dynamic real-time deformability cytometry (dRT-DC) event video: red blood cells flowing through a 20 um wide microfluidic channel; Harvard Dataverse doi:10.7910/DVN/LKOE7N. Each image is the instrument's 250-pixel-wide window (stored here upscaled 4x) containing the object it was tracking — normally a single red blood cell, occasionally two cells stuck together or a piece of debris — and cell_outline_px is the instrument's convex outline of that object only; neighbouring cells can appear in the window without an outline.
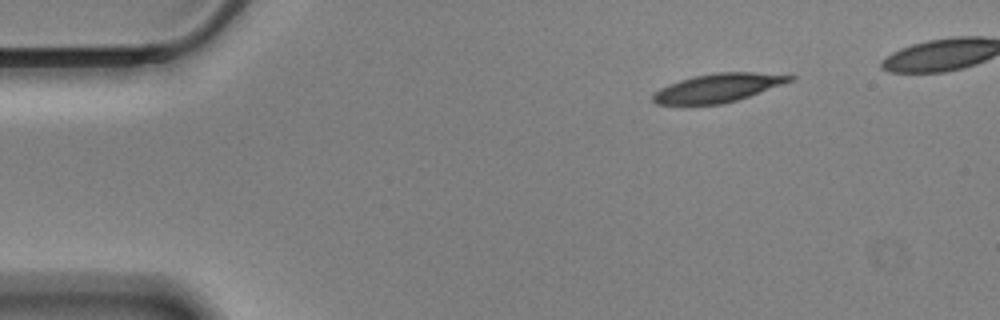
{"species": "Egyptian fruit bat (a non-hibernating species)", "species_latin": "Rousettus aegyptiacus", "temperature_condition": "cold", "stored_images_in_passage": 45, "camera_frame_rate_fps": 3000, "um_per_image_px": 0.085, "animal": {"sex": "male"}, "frame": {"image": 1, "passage_image": 1, "time_ms": 0.0, "image_size_px": [1000, 320], "cell_outline_px": [[796, 76], [792, 80], [748, 96], [736, 100], [720, 104], [656, 104], [652, 100], [652, 92], [668, 84], [692, 76], [716, 72], [756, 72]], "centroid_in_image_um": [60.96, 7.46], "position_along_channel_um": 24.0, "area_um2": 22.48}}
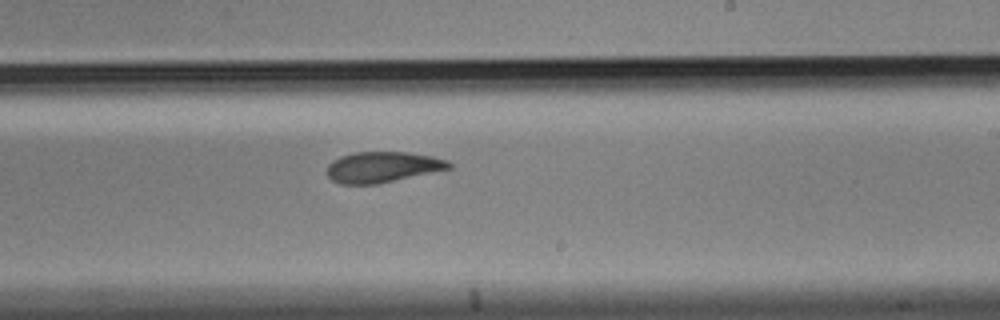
{"frame": {"image": 2, "passage_image": 27, "time_ms": 8.667, "image_size_px": [1000, 320], "cell_outline_px": [[452, 168], [376, 184], [340, 184], [332, 180], [328, 176], [328, 164], [332, 160], [340, 156], [356, 152], [408, 152], [432, 156], [448, 160], [452, 164]], "centroid_in_image_um": [32.52, 14.19], "position_along_channel_um": 256.5, "area_um2": 21.79}}
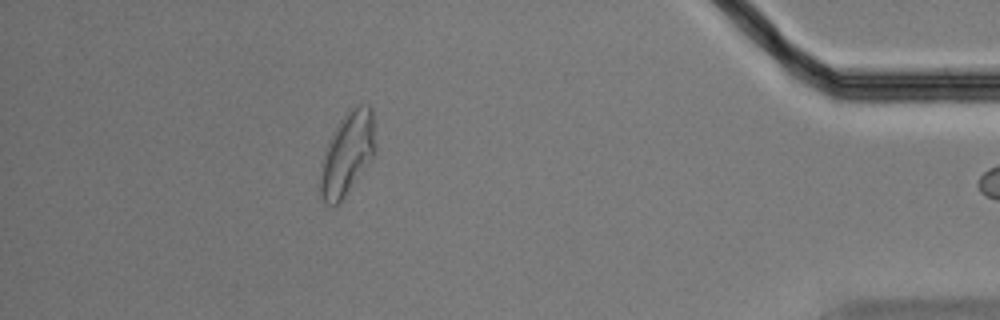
{"frame": {"image": 3, "passage_image": 44, "time_ms": 14.333, "image_size_px": [1000, 320], "cell_outline_px": [[376, 152], [340, 204], [324, 204], [320, 196], [320, 172], [324, 152], [328, 140], [332, 132], [348, 108], [352, 104], [368, 104], [372, 108], [376, 148]], "centroid_in_image_um": [29.52, 13.03], "position_along_channel_um": 405.7, "area_um2": 27.11}}